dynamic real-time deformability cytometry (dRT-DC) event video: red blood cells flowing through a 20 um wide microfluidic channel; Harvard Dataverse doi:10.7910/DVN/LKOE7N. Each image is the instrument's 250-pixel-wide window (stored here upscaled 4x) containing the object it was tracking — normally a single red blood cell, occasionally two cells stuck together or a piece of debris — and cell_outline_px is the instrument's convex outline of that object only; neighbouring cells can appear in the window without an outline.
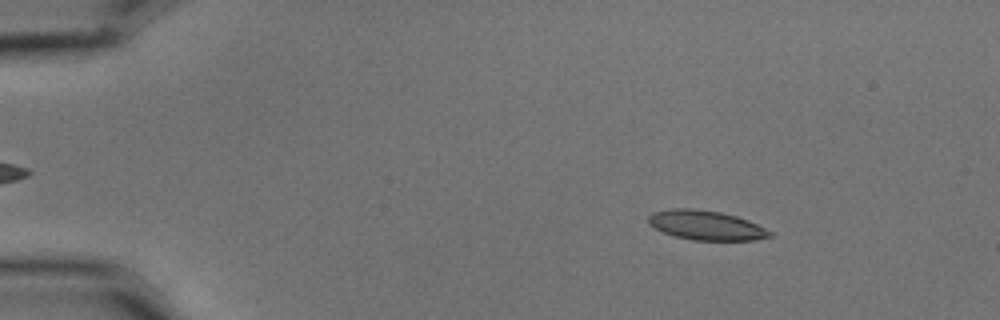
{"species": "common noctule bat (a hibernating species)", "species_latin": "Nyctalus noctula", "temperature_condition": "cold", "stored_images_in_passage": 8, "camera_frame_rate_fps": 3000, "um_per_image_px": 0.085, "animal": {"sex": "male", "body_mass_g": 15.6}, "frame": {"image": 1, "passage_image": 2, "time_ms": 0.333, "image_size_px": [1000, 320], "cell_outline_px": [[772, 236], [752, 240], [692, 240], [676, 236], [664, 232], [648, 224], [648, 216], [652, 212], [672, 208], [692, 208], [720, 212], [736, 216], [748, 220], [772, 232]], "centroid_in_image_um": [59.99, 19.14], "position_along_channel_um": 25.0, "area_um2": 20.69}}
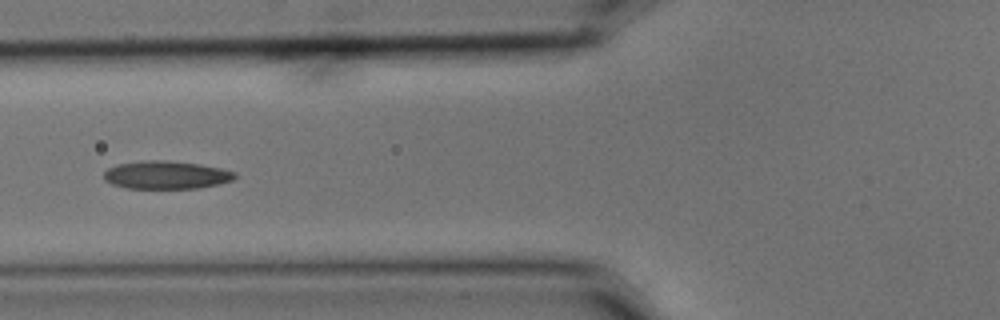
{"frame": {"image": 2, "passage_image": 6, "time_ms": 1.667, "image_size_px": [1000, 320], "cell_outline_px": [[236, 176], [232, 180], [220, 184], [200, 188], [124, 188], [112, 184], [104, 180], [104, 172], [108, 168], [116, 164], [148, 160], [160, 160], [200, 164], [220, 168], [236, 172]], "centroid_in_image_um": [14.12, 14.88], "position_along_channel_um": 111.7, "area_um2": 21.39}}
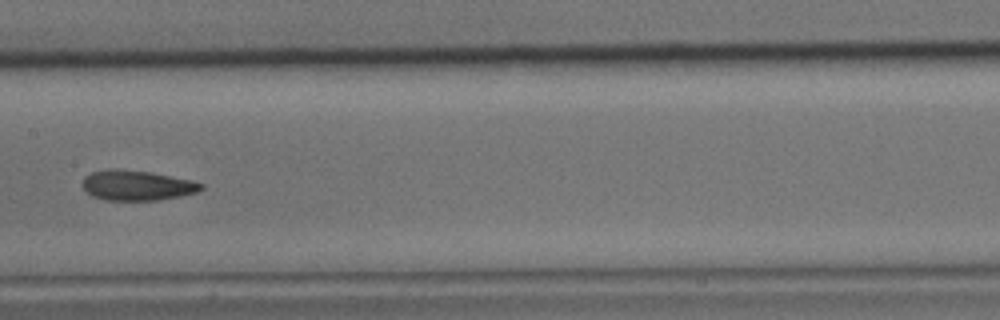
{"frame": {"image": 3, "passage_image": 8, "time_ms": 2.333, "image_size_px": [1000, 320], "cell_outline_px": [[204, 188], [196, 192], [180, 196], [156, 200], [104, 200], [92, 196], [80, 184], [84, 176], [92, 172], [108, 168], [116, 168], [152, 172], [192, 180], [204, 184]], "centroid_in_image_um": [11.61, 15.74], "position_along_channel_um": 195.8, "area_um2": 21.04}}